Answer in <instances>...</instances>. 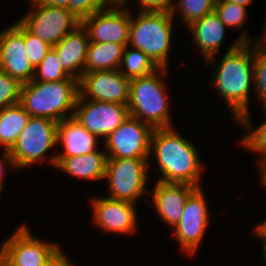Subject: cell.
Masks as SVG:
<instances>
[{
    "instance_id": "1",
    "label": "cell",
    "mask_w": 266,
    "mask_h": 266,
    "mask_svg": "<svg viewBox=\"0 0 266 266\" xmlns=\"http://www.w3.org/2000/svg\"><path fill=\"white\" fill-rule=\"evenodd\" d=\"M222 57L214 56L204 63L212 68L210 85L228 108L235 124L250 110L249 97L254 92L253 64L255 44L252 35L241 29ZM252 91V92H250Z\"/></svg>"
},
{
    "instance_id": "2",
    "label": "cell",
    "mask_w": 266,
    "mask_h": 266,
    "mask_svg": "<svg viewBox=\"0 0 266 266\" xmlns=\"http://www.w3.org/2000/svg\"><path fill=\"white\" fill-rule=\"evenodd\" d=\"M196 146L190 139L179 134L175 126L154 129L151 136L149 169L157 166L160 177L158 176L156 181L203 187L201 177L206 167ZM152 160L155 161L153 165Z\"/></svg>"
},
{
    "instance_id": "3",
    "label": "cell",
    "mask_w": 266,
    "mask_h": 266,
    "mask_svg": "<svg viewBox=\"0 0 266 266\" xmlns=\"http://www.w3.org/2000/svg\"><path fill=\"white\" fill-rule=\"evenodd\" d=\"M170 73V69L160 68L150 75L131 79L127 104L130 116L153 129L174 127L171 118L173 104L167 94L168 80L164 79Z\"/></svg>"
},
{
    "instance_id": "4",
    "label": "cell",
    "mask_w": 266,
    "mask_h": 266,
    "mask_svg": "<svg viewBox=\"0 0 266 266\" xmlns=\"http://www.w3.org/2000/svg\"><path fill=\"white\" fill-rule=\"evenodd\" d=\"M78 96L79 80L75 77L55 82L33 79L22 84L19 103L31 117L60 122L73 116Z\"/></svg>"
},
{
    "instance_id": "5",
    "label": "cell",
    "mask_w": 266,
    "mask_h": 266,
    "mask_svg": "<svg viewBox=\"0 0 266 266\" xmlns=\"http://www.w3.org/2000/svg\"><path fill=\"white\" fill-rule=\"evenodd\" d=\"M131 11L128 46L149 56L159 68L170 69L175 22L171 13ZM173 45V46H172Z\"/></svg>"
},
{
    "instance_id": "6",
    "label": "cell",
    "mask_w": 266,
    "mask_h": 266,
    "mask_svg": "<svg viewBox=\"0 0 266 266\" xmlns=\"http://www.w3.org/2000/svg\"><path fill=\"white\" fill-rule=\"evenodd\" d=\"M58 122L46 117H30L25 128L9 150L16 172L42 163L55 168ZM51 152V156L50 151ZM53 153V154H52ZM48 157V158H47ZM45 162V163H44Z\"/></svg>"
},
{
    "instance_id": "7",
    "label": "cell",
    "mask_w": 266,
    "mask_h": 266,
    "mask_svg": "<svg viewBox=\"0 0 266 266\" xmlns=\"http://www.w3.org/2000/svg\"><path fill=\"white\" fill-rule=\"evenodd\" d=\"M149 173V158H108L104 177L107 195L104 196L138 205L140 198L149 196Z\"/></svg>"
},
{
    "instance_id": "8",
    "label": "cell",
    "mask_w": 266,
    "mask_h": 266,
    "mask_svg": "<svg viewBox=\"0 0 266 266\" xmlns=\"http://www.w3.org/2000/svg\"><path fill=\"white\" fill-rule=\"evenodd\" d=\"M17 227L0 245V266H46L64 249L37 237L25 222Z\"/></svg>"
},
{
    "instance_id": "9",
    "label": "cell",
    "mask_w": 266,
    "mask_h": 266,
    "mask_svg": "<svg viewBox=\"0 0 266 266\" xmlns=\"http://www.w3.org/2000/svg\"><path fill=\"white\" fill-rule=\"evenodd\" d=\"M204 187L196 188L187 198L182 217L172 229V236L186 257L195 256L210 226L211 210ZM206 193V194H205ZM177 240V241H176Z\"/></svg>"
},
{
    "instance_id": "10",
    "label": "cell",
    "mask_w": 266,
    "mask_h": 266,
    "mask_svg": "<svg viewBox=\"0 0 266 266\" xmlns=\"http://www.w3.org/2000/svg\"><path fill=\"white\" fill-rule=\"evenodd\" d=\"M28 3L30 7L18 20L52 47L81 24L67 8L49 6L36 0H28Z\"/></svg>"
},
{
    "instance_id": "11",
    "label": "cell",
    "mask_w": 266,
    "mask_h": 266,
    "mask_svg": "<svg viewBox=\"0 0 266 266\" xmlns=\"http://www.w3.org/2000/svg\"><path fill=\"white\" fill-rule=\"evenodd\" d=\"M91 214V224L101 233L131 236L138 231V206L127 201L108 198L104 195H94L88 200Z\"/></svg>"
},
{
    "instance_id": "12",
    "label": "cell",
    "mask_w": 266,
    "mask_h": 266,
    "mask_svg": "<svg viewBox=\"0 0 266 266\" xmlns=\"http://www.w3.org/2000/svg\"><path fill=\"white\" fill-rule=\"evenodd\" d=\"M153 131L151 126L129 115L102 145L108 158H149Z\"/></svg>"
},
{
    "instance_id": "13",
    "label": "cell",
    "mask_w": 266,
    "mask_h": 266,
    "mask_svg": "<svg viewBox=\"0 0 266 266\" xmlns=\"http://www.w3.org/2000/svg\"><path fill=\"white\" fill-rule=\"evenodd\" d=\"M127 105L82 99L78 96L73 116L89 132L104 141L129 116Z\"/></svg>"
},
{
    "instance_id": "14",
    "label": "cell",
    "mask_w": 266,
    "mask_h": 266,
    "mask_svg": "<svg viewBox=\"0 0 266 266\" xmlns=\"http://www.w3.org/2000/svg\"><path fill=\"white\" fill-rule=\"evenodd\" d=\"M0 71L21 84L34 79L35 68L27 57L24 25L19 20L0 31Z\"/></svg>"
},
{
    "instance_id": "15",
    "label": "cell",
    "mask_w": 266,
    "mask_h": 266,
    "mask_svg": "<svg viewBox=\"0 0 266 266\" xmlns=\"http://www.w3.org/2000/svg\"><path fill=\"white\" fill-rule=\"evenodd\" d=\"M131 79L119 69L84 73L79 79V96L91 101L127 105Z\"/></svg>"
},
{
    "instance_id": "16",
    "label": "cell",
    "mask_w": 266,
    "mask_h": 266,
    "mask_svg": "<svg viewBox=\"0 0 266 266\" xmlns=\"http://www.w3.org/2000/svg\"><path fill=\"white\" fill-rule=\"evenodd\" d=\"M131 7H108L84 18L90 42L128 44Z\"/></svg>"
},
{
    "instance_id": "17",
    "label": "cell",
    "mask_w": 266,
    "mask_h": 266,
    "mask_svg": "<svg viewBox=\"0 0 266 266\" xmlns=\"http://www.w3.org/2000/svg\"><path fill=\"white\" fill-rule=\"evenodd\" d=\"M149 196L150 205L154 207L158 218L170 229L180 221L184 204L189 195L197 188L185 183H166L155 181Z\"/></svg>"
},
{
    "instance_id": "18",
    "label": "cell",
    "mask_w": 266,
    "mask_h": 266,
    "mask_svg": "<svg viewBox=\"0 0 266 266\" xmlns=\"http://www.w3.org/2000/svg\"><path fill=\"white\" fill-rule=\"evenodd\" d=\"M187 28V33L189 32V36L192 37L190 41L194 50L200 52L198 54L202 55L203 63L214 56H221L220 50L223 49L221 45H224L225 35L229 29L215 11L206 14Z\"/></svg>"
},
{
    "instance_id": "19",
    "label": "cell",
    "mask_w": 266,
    "mask_h": 266,
    "mask_svg": "<svg viewBox=\"0 0 266 266\" xmlns=\"http://www.w3.org/2000/svg\"><path fill=\"white\" fill-rule=\"evenodd\" d=\"M100 139L89 132L74 116L65 118L57 125L56 158L86 155L99 149Z\"/></svg>"
},
{
    "instance_id": "20",
    "label": "cell",
    "mask_w": 266,
    "mask_h": 266,
    "mask_svg": "<svg viewBox=\"0 0 266 266\" xmlns=\"http://www.w3.org/2000/svg\"><path fill=\"white\" fill-rule=\"evenodd\" d=\"M89 42L87 29L81 23L52 47L59 56L63 68L78 80L85 73Z\"/></svg>"
},
{
    "instance_id": "21",
    "label": "cell",
    "mask_w": 266,
    "mask_h": 266,
    "mask_svg": "<svg viewBox=\"0 0 266 266\" xmlns=\"http://www.w3.org/2000/svg\"><path fill=\"white\" fill-rule=\"evenodd\" d=\"M100 148L86 155L56 158L55 169L79 181H104L108 157L104 147Z\"/></svg>"
},
{
    "instance_id": "22",
    "label": "cell",
    "mask_w": 266,
    "mask_h": 266,
    "mask_svg": "<svg viewBox=\"0 0 266 266\" xmlns=\"http://www.w3.org/2000/svg\"><path fill=\"white\" fill-rule=\"evenodd\" d=\"M263 113L262 121L259 125L254 126L252 120L253 114L251 112L246 113L235 125L241 126L245 130L242 133L244 135L239 138L238 146L241 149L257 154V161L255 165L258 170L266 163V109H262ZM241 139V140H240Z\"/></svg>"
},
{
    "instance_id": "23",
    "label": "cell",
    "mask_w": 266,
    "mask_h": 266,
    "mask_svg": "<svg viewBox=\"0 0 266 266\" xmlns=\"http://www.w3.org/2000/svg\"><path fill=\"white\" fill-rule=\"evenodd\" d=\"M128 44L89 42L85 73L119 69Z\"/></svg>"
},
{
    "instance_id": "24",
    "label": "cell",
    "mask_w": 266,
    "mask_h": 266,
    "mask_svg": "<svg viewBox=\"0 0 266 266\" xmlns=\"http://www.w3.org/2000/svg\"><path fill=\"white\" fill-rule=\"evenodd\" d=\"M31 116L20 103L0 110V148L10 150ZM3 148V149H2Z\"/></svg>"
},
{
    "instance_id": "25",
    "label": "cell",
    "mask_w": 266,
    "mask_h": 266,
    "mask_svg": "<svg viewBox=\"0 0 266 266\" xmlns=\"http://www.w3.org/2000/svg\"><path fill=\"white\" fill-rule=\"evenodd\" d=\"M160 69L153 60L139 49L126 46L119 71L127 78L144 77Z\"/></svg>"
},
{
    "instance_id": "26",
    "label": "cell",
    "mask_w": 266,
    "mask_h": 266,
    "mask_svg": "<svg viewBox=\"0 0 266 266\" xmlns=\"http://www.w3.org/2000/svg\"><path fill=\"white\" fill-rule=\"evenodd\" d=\"M172 16L178 17L183 26L202 19L206 14L214 11L217 0H175Z\"/></svg>"
},
{
    "instance_id": "27",
    "label": "cell",
    "mask_w": 266,
    "mask_h": 266,
    "mask_svg": "<svg viewBox=\"0 0 266 266\" xmlns=\"http://www.w3.org/2000/svg\"><path fill=\"white\" fill-rule=\"evenodd\" d=\"M249 8L232 2L217 0L214 11L228 29L237 32L247 23ZM246 22V23H245Z\"/></svg>"
},
{
    "instance_id": "28",
    "label": "cell",
    "mask_w": 266,
    "mask_h": 266,
    "mask_svg": "<svg viewBox=\"0 0 266 266\" xmlns=\"http://www.w3.org/2000/svg\"><path fill=\"white\" fill-rule=\"evenodd\" d=\"M72 77L62 66L60 58L52 48L35 69L34 80L55 82Z\"/></svg>"
},
{
    "instance_id": "29",
    "label": "cell",
    "mask_w": 266,
    "mask_h": 266,
    "mask_svg": "<svg viewBox=\"0 0 266 266\" xmlns=\"http://www.w3.org/2000/svg\"><path fill=\"white\" fill-rule=\"evenodd\" d=\"M254 75V97L257 96L260 109H266V48L255 45V56L253 64Z\"/></svg>"
},
{
    "instance_id": "30",
    "label": "cell",
    "mask_w": 266,
    "mask_h": 266,
    "mask_svg": "<svg viewBox=\"0 0 266 266\" xmlns=\"http://www.w3.org/2000/svg\"><path fill=\"white\" fill-rule=\"evenodd\" d=\"M24 42L27 57L29 58L32 66L36 69L45 58L47 53L52 49V46L41 40L38 36L31 33L25 26Z\"/></svg>"
},
{
    "instance_id": "31",
    "label": "cell",
    "mask_w": 266,
    "mask_h": 266,
    "mask_svg": "<svg viewBox=\"0 0 266 266\" xmlns=\"http://www.w3.org/2000/svg\"><path fill=\"white\" fill-rule=\"evenodd\" d=\"M22 84L7 73L0 71V110L19 103Z\"/></svg>"
},
{
    "instance_id": "32",
    "label": "cell",
    "mask_w": 266,
    "mask_h": 266,
    "mask_svg": "<svg viewBox=\"0 0 266 266\" xmlns=\"http://www.w3.org/2000/svg\"><path fill=\"white\" fill-rule=\"evenodd\" d=\"M106 0H73L69 1V11L80 21L91 16L95 12L108 8Z\"/></svg>"
},
{
    "instance_id": "33",
    "label": "cell",
    "mask_w": 266,
    "mask_h": 266,
    "mask_svg": "<svg viewBox=\"0 0 266 266\" xmlns=\"http://www.w3.org/2000/svg\"><path fill=\"white\" fill-rule=\"evenodd\" d=\"M137 8L142 12H166L172 13L175 0H137Z\"/></svg>"
},
{
    "instance_id": "34",
    "label": "cell",
    "mask_w": 266,
    "mask_h": 266,
    "mask_svg": "<svg viewBox=\"0 0 266 266\" xmlns=\"http://www.w3.org/2000/svg\"><path fill=\"white\" fill-rule=\"evenodd\" d=\"M4 151L0 154V193H3V189L5 186V181L6 180V175L8 173V171L10 170V172L12 171H16V168L14 166L13 163V159L12 156L9 152V150L7 149H3Z\"/></svg>"
},
{
    "instance_id": "35",
    "label": "cell",
    "mask_w": 266,
    "mask_h": 266,
    "mask_svg": "<svg viewBox=\"0 0 266 266\" xmlns=\"http://www.w3.org/2000/svg\"><path fill=\"white\" fill-rule=\"evenodd\" d=\"M46 266H76L72 259L65 253L64 249Z\"/></svg>"
},
{
    "instance_id": "36",
    "label": "cell",
    "mask_w": 266,
    "mask_h": 266,
    "mask_svg": "<svg viewBox=\"0 0 266 266\" xmlns=\"http://www.w3.org/2000/svg\"><path fill=\"white\" fill-rule=\"evenodd\" d=\"M250 232L259 241V244H266V218L257 226L255 225V228Z\"/></svg>"
},
{
    "instance_id": "37",
    "label": "cell",
    "mask_w": 266,
    "mask_h": 266,
    "mask_svg": "<svg viewBox=\"0 0 266 266\" xmlns=\"http://www.w3.org/2000/svg\"><path fill=\"white\" fill-rule=\"evenodd\" d=\"M39 3H43L54 7H64L69 10V1L73 0H36Z\"/></svg>"
},
{
    "instance_id": "38",
    "label": "cell",
    "mask_w": 266,
    "mask_h": 266,
    "mask_svg": "<svg viewBox=\"0 0 266 266\" xmlns=\"http://www.w3.org/2000/svg\"><path fill=\"white\" fill-rule=\"evenodd\" d=\"M266 14V13H265ZM265 21H263V30H261L263 33L261 37L256 38L254 36V44L258 47L266 48V16L263 17Z\"/></svg>"
},
{
    "instance_id": "39",
    "label": "cell",
    "mask_w": 266,
    "mask_h": 266,
    "mask_svg": "<svg viewBox=\"0 0 266 266\" xmlns=\"http://www.w3.org/2000/svg\"><path fill=\"white\" fill-rule=\"evenodd\" d=\"M109 7H128V4L130 5L131 1L136 0H106Z\"/></svg>"
},
{
    "instance_id": "40",
    "label": "cell",
    "mask_w": 266,
    "mask_h": 266,
    "mask_svg": "<svg viewBox=\"0 0 266 266\" xmlns=\"http://www.w3.org/2000/svg\"><path fill=\"white\" fill-rule=\"evenodd\" d=\"M258 177L260 179V185L263 189H266V163L258 170Z\"/></svg>"
},
{
    "instance_id": "41",
    "label": "cell",
    "mask_w": 266,
    "mask_h": 266,
    "mask_svg": "<svg viewBox=\"0 0 266 266\" xmlns=\"http://www.w3.org/2000/svg\"><path fill=\"white\" fill-rule=\"evenodd\" d=\"M224 1H228V2H232V3H235V4H239L240 6H245V7H249V5H251V3L254 1V0H224Z\"/></svg>"
},
{
    "instance_id": "42",
    "label": "cell",
    "mask_w": 266,
    "mask_h": 266,
    "mask_svg": "<svg viewBox=\"0 0 266 266\" xmlns=\"http://www.w3.org/2000/svg\"><path fill=\"white\" fill-rule=\"evenodd\" d=\"M259 251H261L262 260L264 261V264L266 266V244H259Z\"/></svg>"
}]
</instances>
